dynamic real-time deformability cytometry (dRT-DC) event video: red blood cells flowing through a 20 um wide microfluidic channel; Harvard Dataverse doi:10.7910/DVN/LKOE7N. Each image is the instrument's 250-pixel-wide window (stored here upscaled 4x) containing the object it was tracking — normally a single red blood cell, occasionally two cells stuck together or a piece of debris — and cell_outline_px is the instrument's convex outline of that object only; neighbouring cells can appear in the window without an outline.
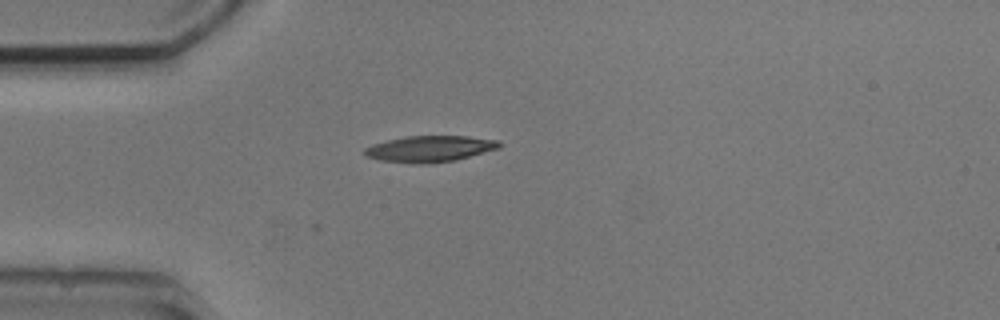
{"species": "common noctule bat (a hibernating species)", "species_latin": "Nyctalus noctula", "temperature_condition": "cold", "stored_images_in_passage": 2, "camera_frame_rate_fps": 3000, "um_per_image_px": 0.085, "animal": {"sex": "male", "body_mass_g": 20.5, "forearm_length_mm": 52.5}, "frame": {"image": 1, "passage_image": 1, "time_ms": 0.0, "image_size_px": [1000, 320], "cell_outline_px": [[504, 144], [500, 148], [456, 160], [420, 164], [416, 164], [380, 160], [368, 156], [360, 152], [364, 148], [372, 144], [404, 136], [468, 136], [500, 140]], "centroid_in_image_um": [36.56, 12.64], "position_along_channel_um": 48.4, "area_um2": 20.75}}